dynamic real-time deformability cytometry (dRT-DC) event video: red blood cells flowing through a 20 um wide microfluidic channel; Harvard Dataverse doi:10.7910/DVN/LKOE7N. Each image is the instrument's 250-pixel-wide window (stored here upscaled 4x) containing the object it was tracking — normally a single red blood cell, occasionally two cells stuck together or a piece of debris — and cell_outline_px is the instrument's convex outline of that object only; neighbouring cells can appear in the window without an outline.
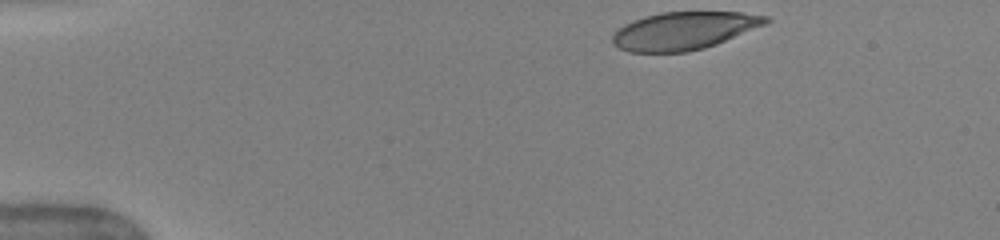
{"species": "human", "species_latin": "Homo sapiens", "temperature_condition": "warm", "stored_images_in_passage": 43, "camera_frame_rate_fps": 3000, "um_per_image_px": 0.085, "donor": {"sex": "female"}, "frame": {"image": 1, "passage_image": 1, "time_ms": 0.0, "image_size_px": [1000, 240], "cell_outline_px": [[772, 20], [768, 24], [716, 44], [704, 48], [688, 52], [628, 52], [612, 44], [612, 36], [624, 24], [632, 20], [644, 16], [660, 12], [740, 12], [768, 16]], "centroid_in_image_um": [58.16, 2.61], "position_along_channel_um": 26.8, "area_um2": 33.93}}
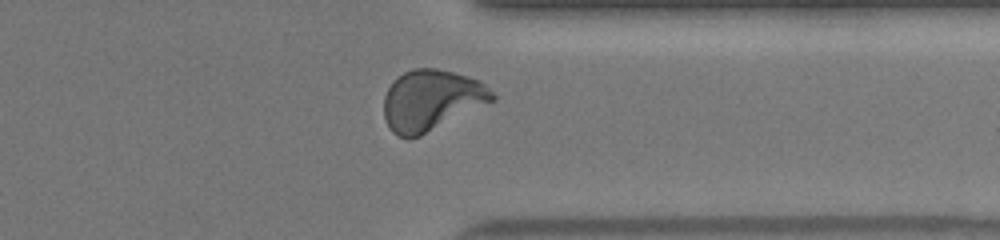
{"frame": {"image": 2, "passage_image": 33, "time_ms": 10.667, "image_size_px": [1000, 240], "cell_outline_px": [[496, 100], [420, 136], [408, 140], [396, 136], [392, 132], [384, 116], [384, 96], [392, 80], [404, 72], [412, 68], [436, 68], [468, 76], [480, 80], [496, 96]], "centroid_in_image_um": [36.65, 8.52], "position_along_channel_um": 374.7, "area_um2": 38.67}}
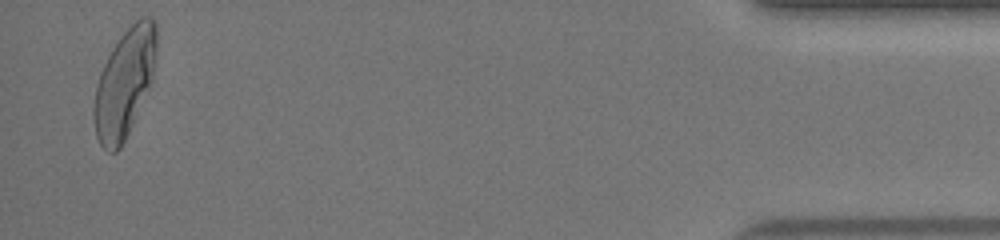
{"frame": {"image": 3, "passage_image": 42, "time_ms": 13.667, "image_size_px": [1000, 240], "cell_outline_px": [[156, 56], [152, 80], [132, 124], [120, 148], [116, 152], [108, 152], [100, 144], [96, 136], [92, 120], [92, 108], [96, 84], [100, 72], [112, 48], [124, 32], [140, 16], [152, 16], [156, 20]], "centroid_in_image_um": [10.56, 7.05], "position_along_channel_um": 424.6, "area_um2": 39.54}, "authors_computed_cell_mechanics": {"area_um2": 37.2232, "velocity_mm_per_s": 4.0401, "shape_relaxation_time_tau1_ms": 4.9836, "shape_relaxation_time_tau2_ms": null, "deformation_change_tau1": 0.2322, "deformation_change_tau2": null}}